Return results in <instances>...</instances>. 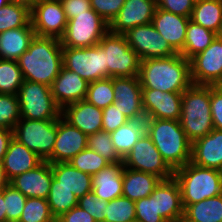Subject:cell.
I'll return each mask as SVG.
<instances>
[{
	"label": "cell",
	"instance_id": "obj_7",
	"mask_svg": "<svg viewBox=\"0 0 222 222\" xmlns=\"http://www.w3.org/2000/svg\"><path fill=\"white\" fill-rule=\"evenodd\" d=\"M108 31L109 24L91 8L68 20L60 43L62 47H92L98 45Z\"/></svg>",
	"mask_w": 222,
	"mask_h": 222
},
{
	"label": "cell",
	"instance_id": "obj_34",
	"mask_svg": "<svg viewBox=\"0 0 222 222\" xmlns=\"http://www.w3.org/2000/svg\"><path fill=\"white\" fill-rule=\"evenodd\" d=\"M30 21V4L11 1L0 9V33L24 27Z\"/></svg>",
	"mask_w": 222,
	"mask_h": 222
},
{
	"label": "cell",
	"instance_id": "obj_8",
	"mask_svg": "<svg viewBox=\"0 0 222 222\" xmlns=\"http://www.w3.org/2000/svg\"><path fill=\"white\" fill-rule=\"evenodd\" d=\"M98 45L105 51L108 77H136L139 75L141 59L129 46L124 35L108 31Z\"/></svg>",
	"mask_w": 222,
	"mask_h": 222
},
{
	"label": "cell",
	"instance_id": "obj_13",
	"mask_svg": "<svg viewBox=\"0 0 222 222\" xmlns=\"http://www.w3.org/2000/svg\"><path fill=\"white\" fill-rule=\"evenodd\" d=\"M123 35L141 60L163 58L177 54L152 23L136 26Z\"/></svg>",
	"mask_w": 222,
	"mask_h": 222
},
{
	"label": "cell",
	"instance_id": "obj_51",
	"mask_svg": "<svg viewBox=\"0 0 222 222\" xmlns=\"http://www.w3.org/2000/svg\"><path fill=\"white\" fill-rule=\"evenodd\" d=\"M56 222H96L95 219L78 205L70 209L59 218Z\"/></svg>",
	"mask_w": 222,
	"mask_h": 222
},
{
	"label": "cell",
	"instance_id": "obj_25",
	"mask_svg": "<svg viewBox=\"0 0 222 222\" xmlns=\"http://www.w3.org/2000/svg\"><path fill=\"white\" fill-rule=\"evenodd\" d=\"M191 162L206 168L219 170L222 167V131L213 129L195 141L191 148Z\"/></svg>",
	"mask_w": 222,
	"mask_h": 222
},
{
	"label": "cell",
	"instance_id": "obj_28",
	"mask_svg": "<svg viewBox=\"0 0 222 222\" xmlns=\"http://www.w3.org/2000/svg\"><path fill=\"white\" fill-rule=\"evenodd\" d=\"M35 37L31 21L24 27L0 33V59L18 61Z\"/></svg>",
	"mask_w": 222,
	"mask_h": 222
},
{
	"label": "cell",
	"instance_id": "obj_48",
	"mask_svg": "<svg viewBox=\"0 0 222 222\" xmlns=\"http://www.w3.org/2000/svg\"><path fill=\"white\" fill-rule=\"evenodd\" d=\"M195 0H157V8L174 14L190 17Z\"/></svg>",
	"mask_w": 222,
	"mask_h": 222
},
{
	"label": "cell",
	"instance_id": "obj_46",
	"mask_svg": "<svg viewBox=\"0 0 222 222\" xmlns=\"http://www.w3.org/2000/svg\"><path fill=\"white\" fill-rule=\"evenodd\" d=\"M126 0H90L91 8L108 24L116 17Z\"/></svg>",
	"mask_w": 222,
	"mask_h": 222
},
{
	"label": "cell",
	"instance_id": "obj_19",
	"mask_svg": "<svg viewBox=\"0 0 222 222\" xmlns=\"http://www.w3.org/2000/svg\"><path fill=\"white\" fill-rule=\"evenodd\" d=\"M88 84L89 82L81 78L78 73L62 66L50 88L57 105L63 109L69 104L84 100Z\"/></svg>",
	"mask_w": 222,
	"mask_h": 222
},
{
	"label": "cell",
	"instance_id": "obj_37",
	"mask_svg": "<svg viewBox=\"0 0 222 222\" xmlns=\"http://www.w3.org/2000/svg\"><path fill=\"white\" fill-rule=\"evenodd\" d=\"M85 99L100 109H104L110 104H113L115 101L113 77L103 78L94 82H90L88 84V90Z\"/></svg>",
	"mask_w": 222,
	"mask_h": 222
},
{
	"label": "cell",
	"instance_id": "obj_18",
	"mask_svg": "<svg viewBox=\"0 0 222 222\" xmlns=\"http://www.w3.org/2000/svg\"><path fill=\"white\" fill-rule=\"evenodd\" d=\"M142 107L146 118L180 120L182 93L142 89Z\"/></svg>",
	"mask_w": 222,
	"mask_h": 222
},
{
	"label": "cell",
	"instance_id": "obj_50",
	"mask_svg": "<svg viewBox=\"0 0 222 222\" xmlns=\"http://www.w3.org/2000/svg\"><path fill=\"white\" fill-rule=\"evenodd\" d=\"M60 2L68 20L91 9L90 0H61Z\"/></svg>",
	"mask_w": 222,
	"mask_h": 222
},
{
	"label": "cell",
	"instance_id": "obj_15",
	"mask_svg": "<svg viewBox=\"0 0 222 222\" xmlns=\"http://www.w3.org/2000/svg\"><path fill=\"white\" fill-rule=\"evenodd\" d=\"M113 104L129 120L145 119L142 107V87L140 79L136 77H113Z\"/></svg>",
	"mask_w": 222,
	"mask_h": 222
},
{
	"label": "cell",
	"instance_id": "obj_58",
	"mask_svg": "<svg viewBox=\"0 0 222 222\" xmlns=\"http://www.w3.org/2000/svg\"><path fill=\"white\" fill-rule=\"evenodd\" d=\"M175 222H192V221H189V220L185 219V218L182 216L180 219H178V220L175 221Z\"/></svg>",
	"mask_w": 222,
	"mask_h": 222
},
{
	"label": "cell",
	"instance_id": "obj_5",
	"mask_svg": "<svg viewBox=\"0 0 222 222\" xmlns=\"http://www.w3.org/2000/svg\"><path fill=\"white\" fill-rule=\"evenodd\" d=\"M185 208L210 197L222 194L219 170L198 166L191 161L174 171Z\"/></svg>",
	"mask_w": 222,
	"mask_h": 222
},
{
	"label": "cell",
	"instance_id": "obj_33",
	"mask_svg": "<svg viewBox=\"0 0 222 222\" xmlns=\"http://www.w3.org/2000/svg\"><path fill=\"white\" fill-rule=\"evenodd\" d=\"M217 34L189 20L186 29V40L180 54L190 60L196 54L204 51L216 38Z\"/></svg>",
	"mask_w": 222,
	"mask_h": 222
},
{
	"label": "cell",
	"instance_id": "obj_35",
	"mask_svg": "<svg viewBox=\"0 0 222 222\" xmlns=\"http://www.w3.org/2000/svg\"><path fill=\"white\" fill-rule=\"evenodd\" d=\"M47 202L52 216L57 219L77 206L78 198L73 192L65 187H55V178L53 177Z\"/></svg>",
	"mask_w": 222,
	"mask_h": 222
},
{
	"label": "cell",
	"instance_id": "obj_36",
	"mask_svg": "<svg viewBox=\"0 0 222 222\" xmlns=\"http://www.w3.org/2000/svg\"><path fill=\"white\" fill-rule=\"evenodd\" d=\"M24 82L17 61L0 59V94L17 95Z\"/></svg>",
	"mask_w": 222,
	"mask_h": 222
},
{
	"label": "cell",
	"instance_id": "obj_11",
	"mask_svg": "<svg viewBox=\"0 0 222 222\" xmlns=\"http://www.w3.org/2000/svg\"><path fill=\"white\" fill-rule=\"evenodd\" d=\"M123 165L145 173H151L162 180L172 178L174 171L163 160L152 139L145 133L123 158Z\"/></svg>",
	"mask_w": 222,
	"mask_h": 222
},
{
	"label": "cell",
	"instance_id": "obj_16",
	"mask_svg": "<svg viewBox=\"0 0 222 222\" xmlns=\"http://www.w3.org/2000/svg\"><path fill=\"white\" fill-rule=\"evenodd\" d=\"M88 136L67 122L62 116L57 119V135L52 155L46 160L52 163L69 162L87 148Z\"/></svg>",
	"mask_w": 222,
	"mask_h": 222
},
{
	"label": "cell",
	"instance_id": "obj_29",
	"mask_svg": "<svg viewBox=\"0 0 222 222\" xmlns=\"http://www.w3.org/2000/svg\"><path fill=\"white\" fill-rule=\"evenodd\" d=\"M161 180L154 174L124 167L122 196L132 201L149 197Z\"/></svg>",
	"mask_w": 222,
	"mask_h": 222
},
{
	"label": "cell",
	"instance_id": "obj_31",
	"mask_svg": "<svg viewBox=\"0 0 222 222\" xmlns=\"http://www.w3.org/2000/svg\"><path fill=\"white\" fill-rule=\"evenodd\" d=\"M190 20L217 34L222 23V0H195Z\"/></svg>",
	"mask_w": 222,
	"mask_h": 222
},
{
	"label": "cell",
	"instance_id": "obj_17",
	"mask_svg": "<svg viewBox=\"0 0 222 222\" xmlns=\"http://www.w3.org/2000/svg\"><path fill=\"white\" fill-rule=\"evenodd\" d=\"M156 9L157 0H126L109 24V32L123 35L136 26L151 23Z\"/></svg>",
	"mask_w": 222,
	"mask_h": 222
},
{
	"label": "cell",
	"instance_id": "obj_38",
	"mask_svg": "<svg viewBox=\"0 0 222 222\" xmlns=\"http://www.w3.org/2000/svg\"><path fill=\"white\" fill-rule=\"evenodd\" d=\"M105 221L108 222H136L135 201L124 196L108 202Z\"/></svg>",
	"mask_w": 222,
	"mask_h": 222
},
{
	"label": "cell",
	"instance_id": "obj_26",
	"mask_svg": "<svg viewBox=\"0 0 222 222\" xmlns=\"http://www.w3.org/2000/svg\"><path fill=\"white\" fill-rule=\"evenodd\" d=\"M123 169V162L110 163L92 175V191L108 202L122 196Z\"/></svg>",
	"mask_w": 222,
	"mask_h": 222
},
{
	"label": "cell",
	"instance_id": "obj_55",
	"mask_svg": "<svg viewBox=\"0 0 222 222\" xmlns=\"http://www.w3.org/2000/svg\"><path fill=\"white\" fill-rule=\"evenodd\" d=\"M12 0H0V9L9 4Z\"/></svg>",
	"mask_w": 222,
	"mask_h": 222
},
{
	"label": "cell",
	"instance_id": "obj_42",
	"mask_svg": "<svg viewBox=\"0 0 222 222\" xmlns=\"http://www.w3.org/2000/svg\"><path fill=\"white\" fill-rule=\"evenodd\" d=\"M21 119V110L17 95L0 94V128L14 130Z\"/></svg>",
	"mask_w": 222,
	"mask_h": 222
},
{
	"label": "cell",
	"instance_id": "obj_22",
	"mask_svg": "<svg viewBox=\"0 0 222 222\" xmlns=\"http://www.w3.org/2000/svg\"><path fill=\"white\" fill-rule=\"evenodd\" d=\"M61 116L87 136L102 130V109L86 99L65 106Z\"/></svg>",
	"mask_w": 222,
	"mask_h": 222
},
{
	"label": "cell",
	"instance_id": "obj_23",
	"mask_svg": "<svg viewBox=\"0 0 222 222\" xmlns=\"http://www.w3.org/2000/svg\"><path fill=\"white\" fill-rule=\"evenodd\" d=\"M151 196L156 198L157 212L167 222H175L183 216L181 190L174 176L161 180Z\"/></svg>",
	"mask_w": 222,
	"mask_h": 222
},
{
	"label": "cell",
	"instance_id": "obj_27",
	"mask_svg": "<svg viewBox=\"0 0 222 222\" xmlns=\"http://www.w3.org/2000/svg\"><path fill=\"white\" fill-rule=\"evenodd\" d=\"M51 170L55 178V187H65L78 199L92 191V176L74 168L69 162L52 163Z\"/></svg>",
	"mask_w": 222,
	"mask_h": 222
},
{
	"label": "cell",
	"instance_id": "obj_43",
	"mask_svg": "<svg viewBox=\"0 0 222 222\" xmlns=\"http://www.w3.org/2000/svg\"><path fill=\"white\" fill-rule=\"evenodd\" d=\"M27 197L12 185L4 187V201L7 222H18L26 203Z\"/></svg>",
	"mask_w": 222,
	"mask_h": 222
},
{
	"label": "cell",
	"instance_id": "obj_10",
	"mask_svg": "<svg viewBox=\"0 0 222 222\" xmlns=\"http://www.w3.org/2000/svg\"><path fill=\"white\" fill-rule=\"evenodd\" d=\"M63 67L78 73L87 82L108 78L105 51L99 46L72 48L62 47Z\"/></svg>",
	"mask_w": 222,
	"mask_h": 222
},
{
	"label": "cell",
	"instance_id": "obj_47",
	"mask_svg": "<svg viewBox=\"0 0 222 222\" xmlns=\"http://www.w3.org/2000/svg\"><path fill=\"white\" fill-rule=\"evenodd\" d=\"M102 130L108 133L114 132L120 126L126 124L129 119L114 104L102 109Z\"/></svg>",
	"mask_w": 222,
	"mask_h": 222
},
{
	"label": "cell",
	"instance_id": "obj_54",
	"mask_svg": "<svg viewBox=\"0 0 222 222\" xmlns=\"http://www.w3.org/2000/svg\"><path fill=\"white\" fill-rule=\"evenodd\" d=\"M7 184H9V181L6 178L5 172L3 170L2 163H0V192L4 189V187Z\"/></svg>",
	"mask_w": 222,
	"mask_h": 222
},
{
	"label": "cell",
	"instance_id": "obj_2",
	"mask_svg": "<svg viewBox=\"0 0 222 222\" xmlns=\"http://www.w3.org/2000/svg\"><path fill=\"white\" fill-rule=\"evenodd\" d=\"M17 62L24 80L51 86L63 66L60 39L35 35Z\"/></svg>",
	"mask_w": 222,
	"mask_h": 222
},
{
	"label": "cell",
	"instance_id": "obj_59",
	"mask_svg": "<svg viewBox=\"0 0 222 222\" xmlns=\"http://www.w3.org/2000/svg\"><path fill=\"white\" fill-rule=\"evenodd\" d=\"M219 173H220V177H221V180H222V167L219 169Z\"/></svg>",
	"mask_w": 222,
	"mask_h": 222
},
{
	"label": "cell",
	"instance_id": "obj_1",
	"mask_svg": "<svg viewBox=\"0 0 222 222\" xmlns=\"http://www.w3.org/2000/svg\"><path fill=\"white\" fill-rule=\"evenodd\" d=\"M142 89L183 93L192 83L190 60L180 53L141 60L138 75Z\"/></svg>",
	"mask_w": 222,
	"mask_h": 222
},
{
	"label": "cell",
	"instance_id": "obj_45",
	"mask_svg": "<svg viewBox=\"0 0 222 222\" xmlns=\"http://www.w3.org/2000/svg\"><path fill=\"white\" fill-rule=\"evenodd\" d=\"M108 201L101 200L93 191L78 199L77 205L87 211L96 222H104Z\"/></svg>",
	"mask_w": 222,
	"mask_h": 222
},
{
	"label": "cell",
	"instance_id": "obj_57",
	"mask_svg": "<svg viewBox=\"0 0 222 222\" xmlns=\"http://www.w3.org/2000/svg\"><path fill=\"white\" fill-rule=\"evenodd\" d=\"M217 37L222 39V23H221L220 29H219V31L217 33Z\"/></svg>",
	"mask_w": 222,
	"mask_h": 222
},
{
	"label": "cell",
	"instance_id": "obj_24",
	"mask_svg": "<svg viewBox=\"0 0 222 222\" xmlns=\"http://www.w3.org/2000/svg\"><path fill=\"white\" fill-rule=\"evenodd\" d=\"M43 161L35 152L13 137L4 155L2 166L6 178L10 182L16 176L34 169Z\"/></svg>",
	"mask_w": 222,
	"mask_h": 222
},
{
	"label": "cell",
	"instance_id": "obj_30",
	"mask_svg": "<svg viewBox=\"0 0 222 222\" xmlns=\"http://www.w3.org/2000/svg\"><path fill=\"white\" fill-rule=\"evenodd\" d=\"M146 133V119L129 120L110 133L112 143L118 154L124 158L134 144Z\"/></svg>",
	"mask_w": 222,
	"mask_h": 222
},
{
	"label": "cell",
	"instance_id": "obj_53",
	"mask_svg": "<svg viewBox=\"0 0 222 222\" xmlns=\"http://www.w3.org/2000/svg\"><path fill=\"white\" fill-rule=\"evenodd\" d=\"M1 221H7L4 201V189L0 192V222Z\"/></svg>",
	"mask_w": 222,
	"mask_h": 222
},
{
	"label": "cell",
	"instance_id": "obj_44",
	"mask_svg": "<svg viewBox=\"0 0 222 222\" xmlns=\"http://www.w3.org/2000/svg\"><path fill=\"white\" fill-rule=\"evenodd\" d=\"M136 222H167L157 212L156 198L151 195L135 201Z\"/></svg>",
	"mask_w": 222,
	"mask_h": 222
},
{
	"label": "cell",
	"instance_id": "obj_41",
	"mask_svg": "<svg viewBox=\"0 0 222 222\" xmlns=\"http://www.w3.org/2000/svg\"><path fill=\"white\" fill-rule=\"evenodd\" d=\"M69 163L79 171L90 174L91 176L97 174L110 164L105 158L88 147L74 156Z\"/></svg>",
	"mask_w": 222,
	"mask_h": 222
},
{
	"label": "cell",
	"instance_id": "obj_9",
	"mask_svg": "<svg viewBox=\"0 0 222 222\" xmlns=\"http://www.w3.org/2000/svg\"><path fill=\"white\" fill-rule=\"evenodd\" d=\"M57 135V120L21 118L13 130V137L46 161L53 152Z\"/></svg>",
	"mask_w": 222,
	"mask_h": 222
},
{
	"label": "cell",
	"instance_id": "obj_6",
	"mask_svg": "<svg viewBox=\"0 0 222 222\" xmlns=\"http://www.w3.org/2000/svg\"><path fill=\"white\" fill-rule=\"evenodd\" d=\"M21 118L30 120H57L62 109L53 98L51 88L38 82L24 80L18 91Z\"/></svg>",
	"mask_w": 222,
	"mask_h": 222
},
{
	"label": "cell",
	"instance_id": "obj_20",
	"mask_svg": "<svg viewBox=\"0 0 222 222\" xmlns=\"http://www.w3.org/2000/svg\"><path fill=\"white\" fill-rule=\"evenodd\" d=\"M52 180L51 163L43 161L34 169L13 178L9 184L23 193L27 198L47 199Z\"/></svg>",
	"mask_w": 222,
	"mask_h": 222
},
{
	"label": "cell",
	"instance_id": "obj_60",
	"mask_svg": "<svg viewBox=\"0 0 222 222\" xmlns=\"http://www.w3.org/2000/svg\"><path fill=\"white\" fill-rule=\"evenodd\" d=\"M217 86L222 90V83H219Z\"/></svg>",
	"mask_w": 222,
	"mask_h": 222
},
{
	"label": "cell",
	"instance_id": "obj_52",
	"mask_svg": "<svg viewBox=\"0 0 222 222\" xmlns=\"http://www.w3.org/2000/svg\"><path fill=\"white\" fill-rule=\"evenodd\" d=\"M12 138H13L12 130L0 128V163H2L3 161L9 142Z\"/></svg>",
	"mask_w": 222,
	"mask_h": 222
},
{
	"label": "cell",
	"instance_id": "obj_56",
	"mask_svg": "<svg viewBox=\"0 0 222 222\" xmlns=\"http://www.w3.org/2000/svg\"><path fill=\"white\" fill-rule=\"evenodd\" d=\"M12 1L24 2V3L30 4V5L33 2V0H12Z\"/></svg>",
	"mask_w": 222,
	"mask_h": 222
},
{
	"label": "cell",
	"instance_id": "obj_3",
	"mask_svg": "<svg viewBox=\"0 0 222 222\" xmlns=\"http://www.w3.org/2000/svg\"><path fill=\"white\" fill-rule=\"evenodd\" d=\"M145 119L147 135L173 171L191 161L192 144L188 141L179 120Z\"/></svg>",
	"mask_w": 222,
	"mask_h": 222
},
{
	"label": "cell",
	"instance_id": "obj_32",
	"mask_svg": "<svg viewBox=\"0 0 222 222\" xmlns=\"http://www.w3.org/2000/svg\"><path fill=\"white\" fill-rule=\"evenodd\" d=\"M183 217L192 222H222V194L186 206Z\"/></svg>",
	"mask_w": 222,
	"mask_h": 222
},
{
	"label": "cell",
	"instance_id": "obj_49",
	"mask_svg": "<svg viewBox=\"0 0 222 222\" xmlns=\"http://www.w3.org/2000/svg\"><path fill=\"white\" fill-rule=\"evenodd\" d=\"M210 107L213 128L222 131V90L210 85Z\"/></svg>",
	"mask_w": 222,
	"mask_h": 222
},
{
	"label": "cell",
	"instance_id": "obj_4",
	"mask_svg": "<svg viewBox=\"0 0 222 222\" xmlns=\"http://www.w3.org/2000/svg\"><path fill=\"white\" fill-rule=\"evenodd\" d=\"M179 121L191 144L214 129L210 107V85L192 84L182 93Z\"/></svg>",
	"mask_w": 222,
	"mask_h": 222
},
{
	"label": "cell",
	"instance_id": "obj_14",
	"mask_svg": "<svg viewBox=\"0 0 222 222\" xmlns=\"http://www.w3.org/2000/svg\"><path fill=\"white\" fill-rule=\"evenodd\" d=\"M192 83L217 86L222 83V39L216 38L190 59Z\"/></svg>",
	"mask_w": 222,
	"mask_h": 222
},
{
	"label": "cell",
	"instance_id": "obj_12",
	"mask_svg": "<svg viewBox=\"0 0 222 222\" xmlns=\"http://www.w3.org/2000/svg\"><path fill=\"white\" fill-rule=\"evenodd\" d=\"M31 24L36 36L60 39L68 19L60 1L33 0L30 5Z\"/></svg>",
	"mask_w": 222,
	"mask_h": 222
},
{
	"label": "cell",
	"instance_id": "obj_21",
	"mask_svg": "<svg viewBox=\"0 0 222 222\" xmlns=\"http://www.w3.org/2000/svg\"><path fill=\"white\" fill-rule=\"evenodd\" d=\"M189 20L190 17L157 8L151 23L171 48L180 53L184 48Z\"/></svg>",
	"mask_w": 222,
	"mask_h": 222
},
{
	"label": "cell",
	"instance_id": "obj_39",
	"mask_svg": "<svg viewBox=\"0 0 222 222\" xmlns=\"http://www.w3.org/2000/svg\"><path fill=\"white\" fill-rule=\"evenodd\" d=\"M87 143V147L89 149L97 152L109 163L123 162V158L114 148L110 133L105 132L104 130L97 131L96 133L88 136Z\"/></svg>",
	"mask_w": 222,
	"mask_h": 222
},
{
	"label": "cell",
	"instance_id": "obj_40",
	"mask_svg": "<svg viewBox=\"0 0 222 222\" xmlns=\"http://www.w3.org/2000/svg\"><path fill=\"white\" fill-rule=\"evenodd\" d=\"M18 222H56L47 199L27 198L23 213Z\"/></svg>",
	"mask_w": 222,
	"mask_h": 222
}]
</instances>
